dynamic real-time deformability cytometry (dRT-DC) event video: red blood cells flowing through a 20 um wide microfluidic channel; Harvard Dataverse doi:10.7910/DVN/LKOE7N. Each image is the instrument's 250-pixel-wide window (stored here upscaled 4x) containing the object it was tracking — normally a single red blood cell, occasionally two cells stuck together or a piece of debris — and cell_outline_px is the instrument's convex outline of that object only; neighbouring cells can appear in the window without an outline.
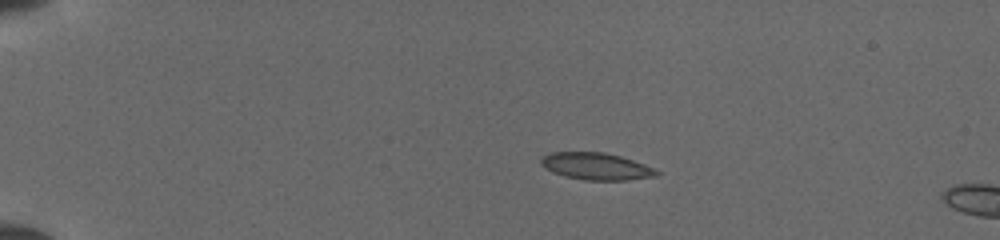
{"species": "common noctule bat (a hibernating species)", "species_latin": "Nyctalus noctula", "temperature_condition": "cold", "stored_images_in_passage": 5, "camera_frame_rate_fps": 3000, "um_per_image_px": 0.085, "animal": {"sex": "female", "body_mass_g": 19.5, "forearm_length_mm": 54.1}, "frame": {"image": 1, "passage_image": 1, "time_ms": 0.0, "image_size_px": [1000, 240], "cell_outline_px": [[660, 172], [656, 176], [628, 180], [584, 180], [564, 176], [552, 172], [540, 164], [540, 160], [544, 156], [552, 152], [604, 152], [620, 156], [644, 164]], "centroid_in_image_um": [50.66, 14.14], "position_along_channel_um": 34.3, "area_um2": 18.09}}